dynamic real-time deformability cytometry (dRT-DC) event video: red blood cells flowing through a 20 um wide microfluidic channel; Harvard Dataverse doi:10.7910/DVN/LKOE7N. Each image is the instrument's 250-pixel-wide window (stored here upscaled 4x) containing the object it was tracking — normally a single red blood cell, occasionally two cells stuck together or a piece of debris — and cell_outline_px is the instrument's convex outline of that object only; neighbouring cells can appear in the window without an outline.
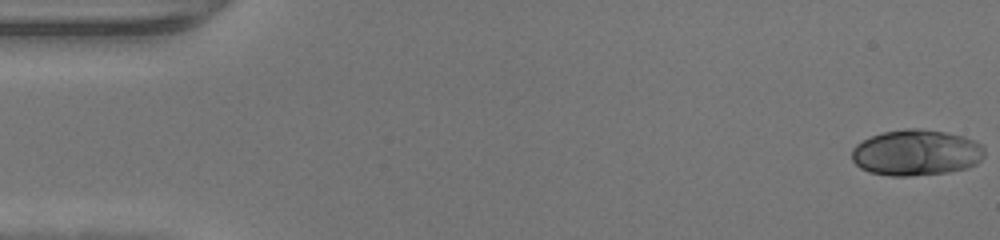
{"species": "human", "species_latin": "Homo sapiens", "temperature_condition": "warm", "stored_images_in_passage": 47, "camera_frame_rate_fps": 3000, "um_per_image_px": 0.085, "donor": {"sex": "male"}, "frame": {"image": 1, "passage_image": 1, "time_ms": 0.0, "image_size_px": [1000, 240], "cell_outline_px": [[984, 156], [976, 164], [968, 168], [948, 172], [908, 176], [892, 176], [868, 172], [860, 168], [852, 160], [852, 148], [856, 144], [872, 136], [884, 132], [904, 128], [916, 128], [944, 132], [964, 136], [980, 144], [984, 148]], "centroid_in_image_um": [77.87, 12.98], "position_along_channel_um": 7.1, "area_um2": 35.55}}
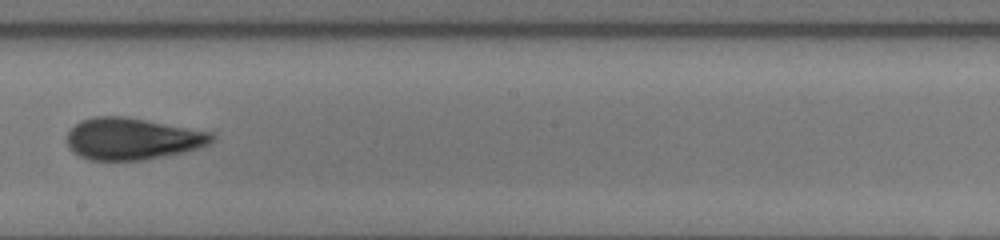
{"frame": {"image": 2, "passage_image": 27, "time_ms": 8.667, "image_size_px": [1000, 240], "cell_outline_px": [[216, 136], [208, 144], [200, 148], [184, 152], [144, 160], [88, 160], [72, 152], [68, 148], [68, 132], [80, 120], [92, 116], [128, 116], [212, 132]], "centroid_in_image_um": [11.25, 11.79], "position_along_channel_um": 237.0, "area_um2": 35.6}}
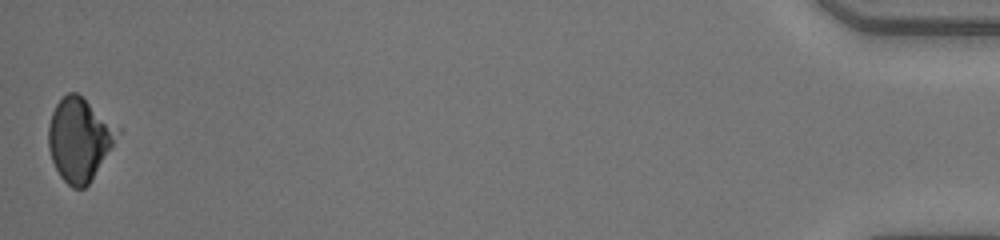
{"frame": {"image": 3, "passage_image": 47, "time_ms": 15.333, "image_size_px": [1000, 240], "cell_outline_px": [[120, 132], [112, 148], [88, 184], [84, 188], [72, 188], [60, 176], [52, 160], [48, 148], [48, 124], [52, 112], [56, 104], [68, 92], [76, 92], [120, 128]], "centroid_in_image_um": [6.74, 11.84], "position_along_channel_um": 428.5, "area_um2": 33.18}}